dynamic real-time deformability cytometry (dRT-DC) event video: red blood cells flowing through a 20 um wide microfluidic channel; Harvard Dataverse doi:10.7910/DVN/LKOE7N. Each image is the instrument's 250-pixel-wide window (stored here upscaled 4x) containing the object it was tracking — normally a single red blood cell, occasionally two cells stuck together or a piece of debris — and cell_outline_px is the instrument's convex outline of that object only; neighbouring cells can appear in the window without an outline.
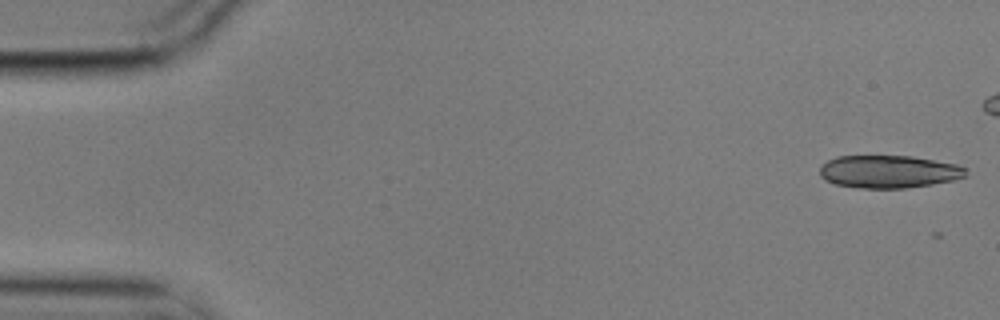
{"species": "common noctule bat (a hibernating species)", "species_latin": "Nyctalus noctula", "temperature_condition": "cold", "stored_images_in_passage": 7, "camera_frame_rate_fps": 3000, "um_per_image_px": 0.085, "animal": {"sex": "male", "body_mass_g": 17.9}, "frame": {"image": 1, "passage_image": 1, "time_ms": 0.0, "image_size_px": [1000, 320], "cell_outline_px": [[968, 176], [952, 180], [932, 184], [904, 188], [860, 188], [836, 184], [824, 180], [820, 176], [820, 168], [828, 160], [836, 156], [912, 156], [956, 164], [964, 168]], "centroid_in_image_um": [75.53, 14.59], "position_along_channel_um": 9.5, "area_um2": 27.74}}